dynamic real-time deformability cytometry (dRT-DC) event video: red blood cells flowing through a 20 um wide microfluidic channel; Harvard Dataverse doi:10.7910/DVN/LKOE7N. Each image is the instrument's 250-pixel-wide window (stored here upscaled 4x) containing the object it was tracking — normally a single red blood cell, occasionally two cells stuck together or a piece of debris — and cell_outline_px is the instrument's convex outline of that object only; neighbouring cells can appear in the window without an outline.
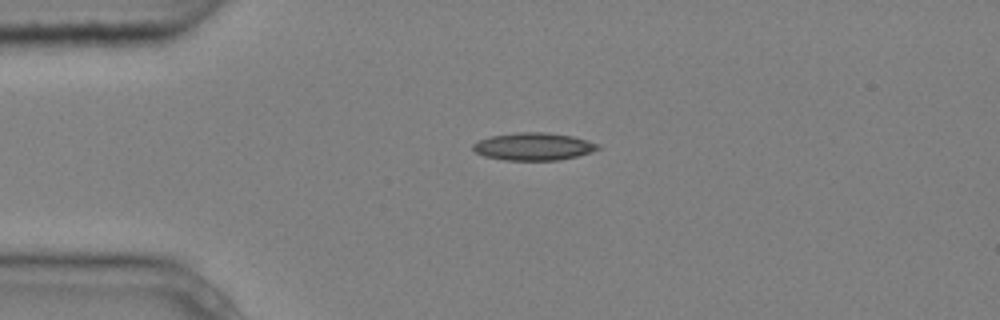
{"species": "common noctule bat (a hibernating species)", "species_latin": "Nyctalus noctula", "temperature_condition": "cold", "stored_images_in_passage": 7, "camera_frame_rate_fps": 3000, "um_per_image_px": 0.085, "animal": {"sex": "male", "body_mass_g": 20.4}, "frame": {"image": 1, "passage_image": 7, "time_ms": 2.0, "image_size_px": [1000, 320], "cell_outline_px": [[600, 148], [592, 152], [560, 160], [504, 160], [484, 156], [476, 152], [472, 148], [472, 144], [476, 140], [492, 136], [516, 132], [548, 132], [572, 136], [588, 140], [600, 144]], "centroid_in_image_um": [45.35, 12.45], "position_along_channel_um": 39.7, "area_um2": 20.23}}